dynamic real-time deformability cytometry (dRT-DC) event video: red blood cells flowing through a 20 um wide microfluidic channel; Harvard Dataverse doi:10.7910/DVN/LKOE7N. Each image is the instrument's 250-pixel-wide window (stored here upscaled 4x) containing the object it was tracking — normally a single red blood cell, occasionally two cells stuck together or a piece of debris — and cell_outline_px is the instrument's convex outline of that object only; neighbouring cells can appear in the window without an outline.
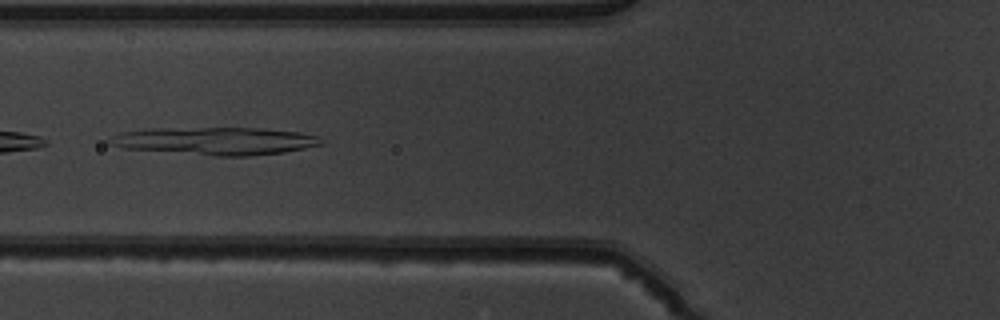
{"species": "common noctule bat (a hibernating species)", "species_latin": "Nyctalus noctula", "temperature_condition": "warm", "stored_images_in_passage": 11, "camera_frame_rate_fps": 3000, "um_per_image_px": 0.085, "animal": {"sex": "male", "body_mass_g": 19.5, "forearm_length_mm": 54.6}, "frame": {"image": 1, "passage_image": 5, "time_ms": 1.333, "image_size_px": [1000, 320], "cell_outline_px": [[324, 144], [284, 152], [248, 156], [216, 156], [124, 148], [108, 144], [104, 140], [120, 132], [148, 128], [264, 128], [300, 132], [320, 136]], "centroid_in_image_um": [18.29, 11.97], "position_along_channel_um": 107.5, "area_um2": 34.39}}
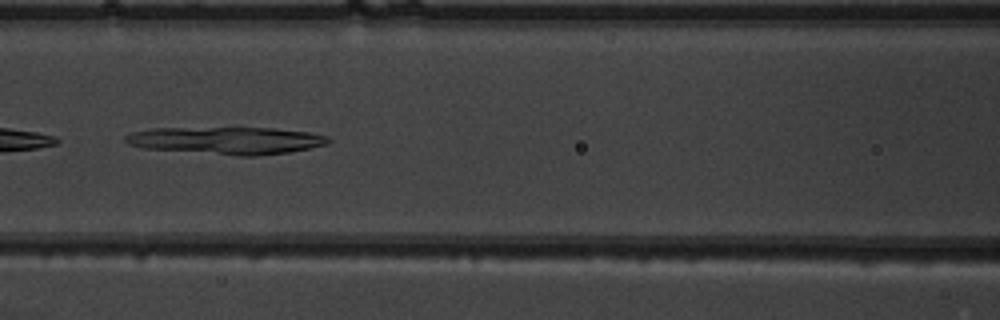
{"frame": {"image": 2, "passage_image": 8, "time_ms": 2.333, "image_size_px": [1000, 320], "cell_outline_px": [[332, 140], [328, 144], [288, 152], [256, 156], [240, 156], [144, 148], [128, 144], [124, 140], [124, 136], [128, 132], [152, 128], [236, 124], [308, 132], [328, 136]], "centroid_in_image_um": [19.2, 11.88], "position_along_channel_um": 147.4, "area_um2": 34.1}}